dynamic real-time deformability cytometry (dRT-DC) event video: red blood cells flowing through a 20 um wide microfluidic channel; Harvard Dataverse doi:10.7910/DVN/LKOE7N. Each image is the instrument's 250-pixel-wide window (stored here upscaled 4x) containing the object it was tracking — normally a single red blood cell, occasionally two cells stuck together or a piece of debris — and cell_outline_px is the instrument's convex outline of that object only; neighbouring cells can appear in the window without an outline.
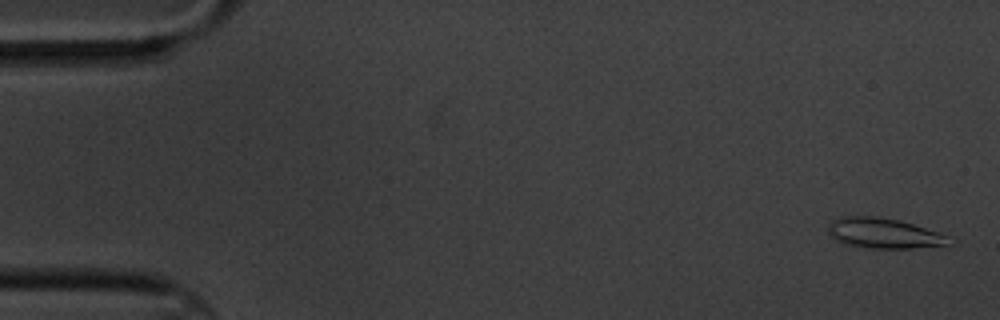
{"species": "common noctule bat (a hibernating species)", "species_latin": "Nyctalus noctula", "temperature_condition": "cold", "stored_images_in_passage": 4, "camera_frame_rate_fps": 3000, "um_per_image_px": 0.085, "animal": {"sex": "male", "body_mass_g": 20.1, "forearm_length_mm": 53.5}, "frame": {"image": 1, "passage_image": 1, "time_ms": 0.0, "image_size_px": [1000, 320], "cell_outline_px": [[956, 240], [952, 244], [912, 248], [868, 248], [844, 244], [836, 240], [828, 232], [828, 228], [832, 220], [840, 216], [872, 216], [900, 220], [952, 236]], "centroid_in_image_um": [75.19, 19.83], "position_along_channel_um": 9.8, "area_um2": 21.56}}